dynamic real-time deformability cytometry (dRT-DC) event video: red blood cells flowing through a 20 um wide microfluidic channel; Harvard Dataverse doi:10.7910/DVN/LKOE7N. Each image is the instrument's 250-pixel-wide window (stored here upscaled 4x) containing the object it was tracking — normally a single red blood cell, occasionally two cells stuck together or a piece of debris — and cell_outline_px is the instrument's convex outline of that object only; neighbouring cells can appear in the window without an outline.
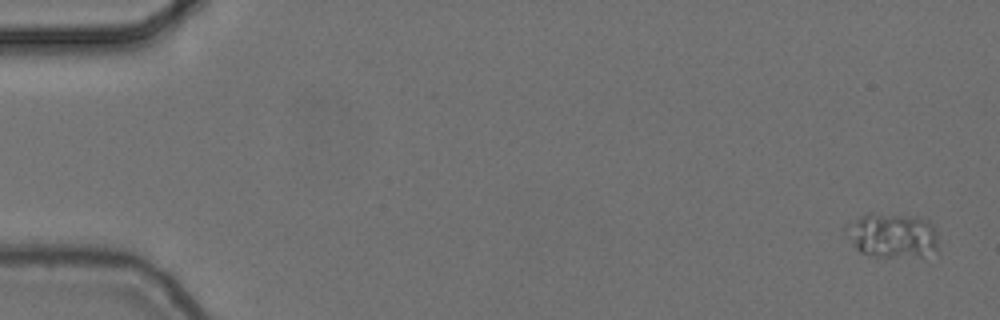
{"species": "common noctule bat (a hibernating species)", "species_latin": "Nyctalus noctula", "temperature_condition": "cold", "stored_images_in_passage": 5, "camera_frame_rate_fps": 3000, "um_per_image_px": 0.085, "animal": {"sex": "female", "body_mass_g": 24.6, "forearm_length_mm": 56.2}, "frame": {"image": 1, "passage_image": 1, "time_ms": 0.0, "image_size_px": [1000, 320], "cell_outline_px": [[940, 252], [920, 256], [872, 256], [860, 252], [856, 248], [844, 232], [844, 228], [848, 224], [860, 216], [872, 212], [916, 216], [928, 220], [936, 228]], "centroid_in_image_um": [75.89, 19.99], "position_along_channel_um": 9.1, "area_um2": 24.57}}
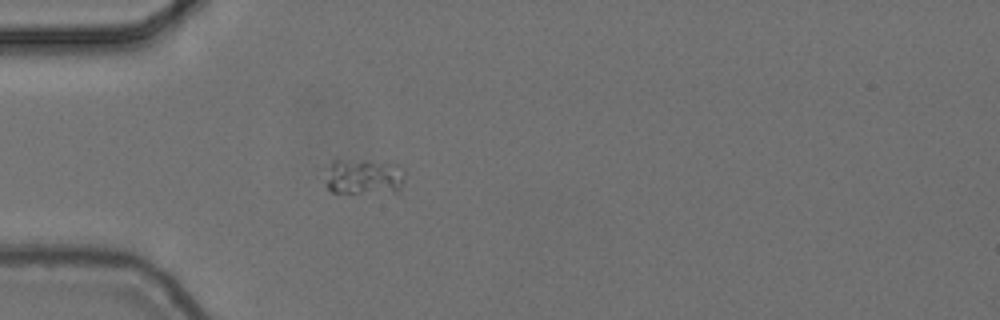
{"frame": {"image": 2, "passage_image": 5, "time_ms": 1.333, "image_size_px": [1000, 320], "cell_outline_px": [[404, 180], [400, 196], [332, 192], [328, 188], [328, 180], [332, 160], [336, 156], [396, 164], [404, 168]], "centroid_in_image_um": [31.05, 15.05], "position_along_channel_um": 53.9, "area_um2": 17.8}}